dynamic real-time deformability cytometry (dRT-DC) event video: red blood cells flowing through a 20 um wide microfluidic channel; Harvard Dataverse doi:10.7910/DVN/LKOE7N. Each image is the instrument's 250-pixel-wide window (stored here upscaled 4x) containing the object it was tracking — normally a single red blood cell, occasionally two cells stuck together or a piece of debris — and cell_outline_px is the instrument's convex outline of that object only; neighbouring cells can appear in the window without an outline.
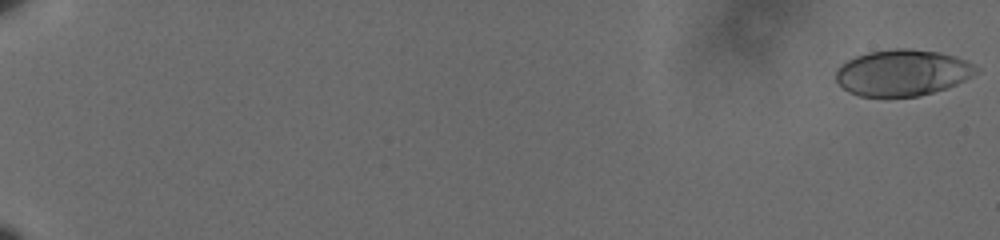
{"species": "human", "species_latin": "Homo sapiens", "temperature_condition": "cold", "stored_images_in_passage": 61, "camera_frame_rate_fps": 3000, "um_per_image_px": 0.085, "donor": {"sex": "male"}, "frame": {"image": 1, "passage_image": 1, "time_ms": 0.0, "image_size_px": [1000, 240], "cell_outline_px": [[980, 72], [956, 84], [920, 96], [860, 96], [848, 92], [836, 80], [836, 68], [848, 60], [856, 56], [868, 52], [896, 48], [912, 48], [940, 52], [956, 56], [968, 60], [980, 68]], "centroid_in_image_um": [76.74, 6.16], "position_along_channel_um": 8.3, "area_um2": 37.97}}
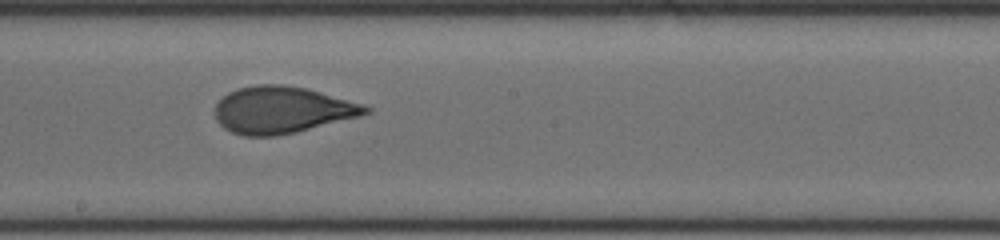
{"frame": {"image": 2, "passage_image": 38, "time_ms": 12.333, "image_size_px": [1000, 240], "cell_outline_px": [[372, 112], [360, 116], [296, 132], [276, 136], [244, 136], [232, 132], [224, 128], [216, 120], [216, 104], [228, 92], [240, 88], [256, 84], [284, 84], [308, 88], [364, 104], [372, 108]], "centroid_in_image_um": [24.0, 9.34], "position_along_channel_um": 224.2, "area_um2": 41.21}}
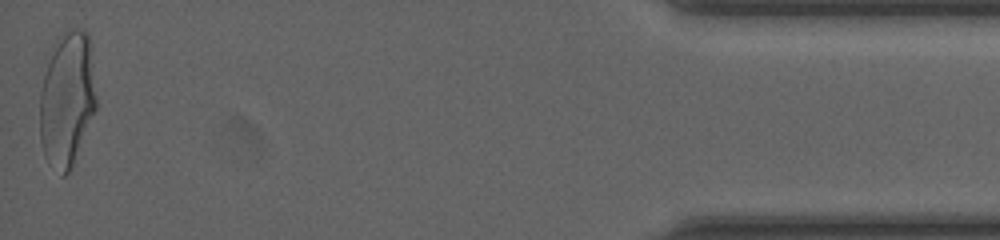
{"frame": {"image": 3, "passage_image": 61, "time_ms": 20.0, "image_size_px": [1000, 240], "cell_outline_px": [[96, 108], [72, 164], [68, 172], [64, 176], [60, 176], [44, 156], [40, 140], [40, 92], [48, 48], [64, 32], [72, 28], [84, 28], [88, 32], [96, 96]], "centroid_in_image_um": [5.66, 8.36], "position_along_channel_um": 429.5, "area_um2": 44.62}, "authors_computed_cell_mechanics": {"area_um2": 40.3444, "velocity_mm_per_s": 3.6025, "shape_relaxation_time_tau1_ms": 5.2384, "shape_relaxation_time_tau2_ms": 0.7219, "deformation_change_tau1": 0.1867, "deformation_change_tau2": 0.0696}}